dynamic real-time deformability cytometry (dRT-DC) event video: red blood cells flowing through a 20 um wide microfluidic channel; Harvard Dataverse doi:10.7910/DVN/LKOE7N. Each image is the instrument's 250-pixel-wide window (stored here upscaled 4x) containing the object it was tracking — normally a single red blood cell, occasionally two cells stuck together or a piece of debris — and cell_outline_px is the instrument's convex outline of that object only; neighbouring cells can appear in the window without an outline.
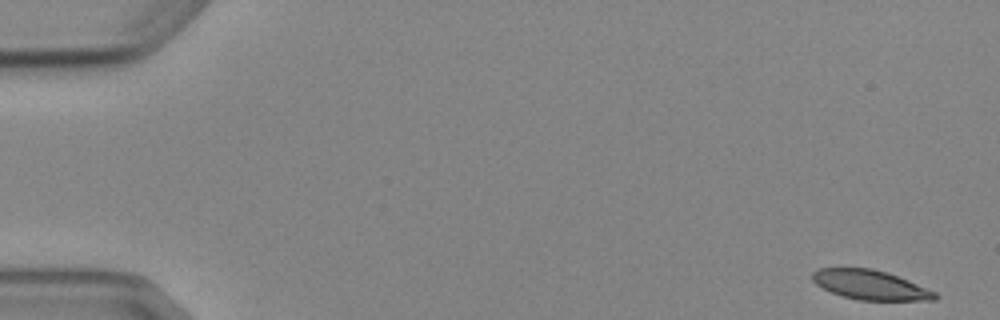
{"species": "Egyptian fruit bat (a non-hibernating species)", "species_latin": "Rousettus aegyptiacus", "temperature_condition": "cold", "stored_images_in_passage": 5, "camera_frame_rate_fps": 3000, "um_per_image_px": 0.085, "animal": {"sex": "female"}, "frame": {"image": 1, "passage_image": 1, "time_ms": 0.0, "image_size_px": [1000, 320], "cell_outline_px": [[940, 296], [936, 300], [860, 300], [844, 296], [832, 292], [816, 284], [812, 280], [812, 272], [820, 268], [872, 268], [896, 276], [936, 292]], "centroid_in_image_um": [73.97, 24.22], "position_along_channel_um": 11.0, "area_um2": 20.69}}
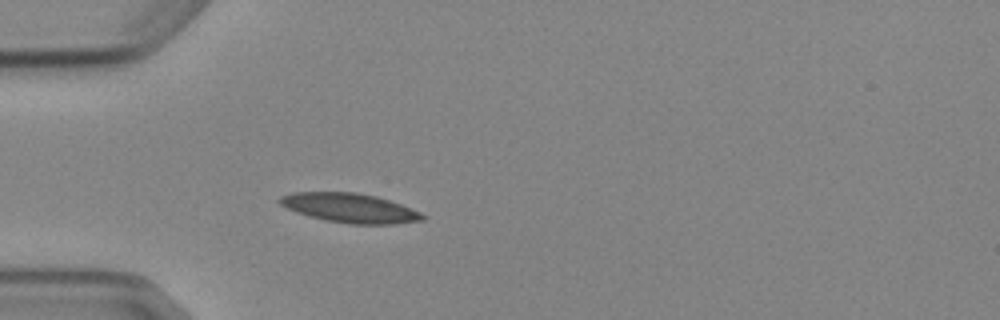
{"frame": {"image": 2, "passage_image": 5, "time_ms": 4.667, "image_size_px": [1000, 320], "cell_outline_px": [[424, 220], [396, 224], [352, 224], [324, 220], [296, 212], [280, 204], [276, 200], [280, 196], [292, 192], [356, 192], [376, 196], [400, 204], [420, 212], [424, 216]], "centroid_in_image_um": [29.71, 17.67], "position_along_channel_um": 55.3, "area_um2": 24.33}}